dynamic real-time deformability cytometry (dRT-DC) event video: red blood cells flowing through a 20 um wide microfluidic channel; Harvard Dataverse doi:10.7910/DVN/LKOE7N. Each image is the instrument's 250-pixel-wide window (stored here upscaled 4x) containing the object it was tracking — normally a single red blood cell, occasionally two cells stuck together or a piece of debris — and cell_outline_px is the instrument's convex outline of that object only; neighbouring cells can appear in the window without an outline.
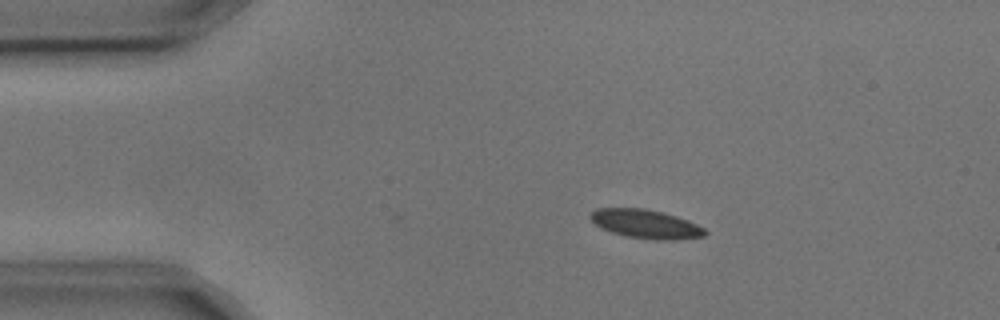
{"species": "common noctule bat (a hibernating species)", "species_latin": "Nyctalus noctula", "temperature_condition": "cold", "stored_images_in_passage": 2, "camera_frame_rate_fps": 3000, "um_per_image_px": 0.085, "animal": {"sex": "male", "body_mass_g": 17.9, "forearm_length_mm": 54.2}, "frame": {"image": 1, "passage_image": 1, "time_ms": 0.0, "image_size_px": [1000, 320], "cell_outline_px": [[708, 232], [704, 236], [676, 240], [656, 240], [624, 236], [600, 228], [588, 216], [596, 208], [644, 208], [676, 216], [688, 220], [704, 228]], "centroid_in_image_um": [54.88, 19.04], "position_along_channel_um": 30.1, "area_um2": 19.25}}